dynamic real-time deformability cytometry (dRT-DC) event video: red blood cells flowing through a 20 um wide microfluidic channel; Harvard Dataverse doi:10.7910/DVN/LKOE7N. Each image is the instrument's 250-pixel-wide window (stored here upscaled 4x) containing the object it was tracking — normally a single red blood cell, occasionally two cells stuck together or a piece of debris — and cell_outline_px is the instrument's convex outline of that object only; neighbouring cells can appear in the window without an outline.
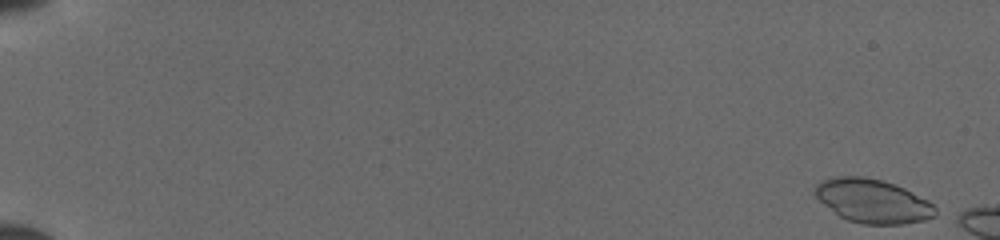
{"species": "common noctule bat (a hibernating species)", "species_latin": "Nyctalus noctula", "temperature_condition": "cold", "stored_images_in_passage": 7, "camera_frame_rate_fps": 3000, "um_per_image_px": 0.085, "animal": {"sex": "female", "body_mass_g": 19.5, "forearm_length_mm": 54.1}, "frame": {"image": 1, "passage_image": 1, "time_ms": 0.0, "image_size_px": [1000, 240], "cell_outline_px": [[936, 216], [924, 220], [904, 224], [864, 224], [848, 220], [840, 216], [824, 204], [812, 192], [816, 184], [820, 180], [836, 176], [864, 176], [880, 180], [904, 188], [928, 200], [936, 208]], "centroid_in_image_um": [74.17, 17.08], "position_along_channel_um": 10.8, "area_um2": 30.63}}